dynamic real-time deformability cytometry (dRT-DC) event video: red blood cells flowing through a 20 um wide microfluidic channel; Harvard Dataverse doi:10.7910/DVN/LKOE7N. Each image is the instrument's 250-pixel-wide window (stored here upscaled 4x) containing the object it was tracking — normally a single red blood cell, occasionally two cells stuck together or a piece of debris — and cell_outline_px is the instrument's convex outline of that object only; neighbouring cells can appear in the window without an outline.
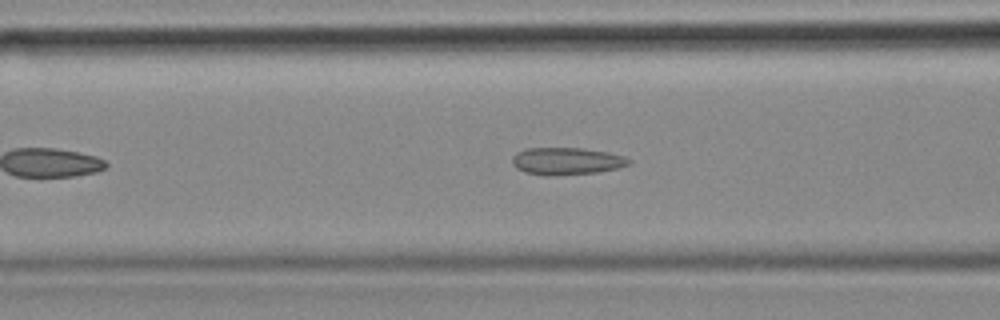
{"species": "common noctule bat (a hibernating species)", "species_latin": "Nyctalus noctula", "temperature_condition": "cold", "stored_images_in_passage": 18, "camera_frame_rate_fps": 3000, "um_per_image_px": 0.085, "animal": {"sex": "female", "body_mass_g": 18.4}, "frame": {"image": 1, "passage_image": 13, "time_ms": 4.0, "image_size_px": [1000, 320], "cell_outline_px": [[632, 160], [628, 164], [616, 168], [600, 172], [552, 176], [524, 172], [516, 168], [512, 164], [512, 156], [516, 152], [528, 148], [580, 148], [608, 152], [624, 156]], "centroid_in_image_um": [48.14, 13.69], "position_along_channel_um": 118.5, "area_um2": 18.55}}